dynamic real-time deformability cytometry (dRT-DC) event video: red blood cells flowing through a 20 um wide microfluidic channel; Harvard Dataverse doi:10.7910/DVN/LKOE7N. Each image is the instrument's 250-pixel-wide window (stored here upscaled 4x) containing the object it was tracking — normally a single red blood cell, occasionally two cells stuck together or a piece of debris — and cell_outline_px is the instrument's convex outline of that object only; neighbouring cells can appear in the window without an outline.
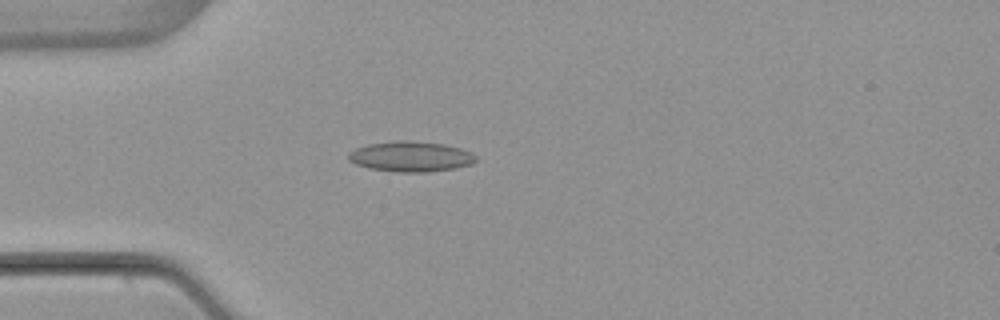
{"species": "common noctule bat (a hibernating species)", "species_latin": "Nyctalus noctula", "temperature_condition": "warm", "stored_images_in_passage": 3, "camera_frame_rate_fps": 3000, "um_per_image_px": 0.085, "animal": {"sex": "female", "body_mass_g": 22.7, "forearm_length_mm": 54.2}, "frame": {"image": 1, "passage_image": 3, "time_ms": 3.667, "image_size_px": [1000, 320], "cell_outline_px": [[476, 160], [472, 164], [456, 168], [424, 172], [396, 172], [368, 168], [356, 164], [348, 160], [348, 152], [356, 148], [368, 144], [400, 140], [404, 140], [444, 144], [460, 148], [472, 152], [476, 156]], "centroid_in_image_um": [34.91, 13.31], "position_along_channel_um": 50.1, "area_um2": 22.54}}